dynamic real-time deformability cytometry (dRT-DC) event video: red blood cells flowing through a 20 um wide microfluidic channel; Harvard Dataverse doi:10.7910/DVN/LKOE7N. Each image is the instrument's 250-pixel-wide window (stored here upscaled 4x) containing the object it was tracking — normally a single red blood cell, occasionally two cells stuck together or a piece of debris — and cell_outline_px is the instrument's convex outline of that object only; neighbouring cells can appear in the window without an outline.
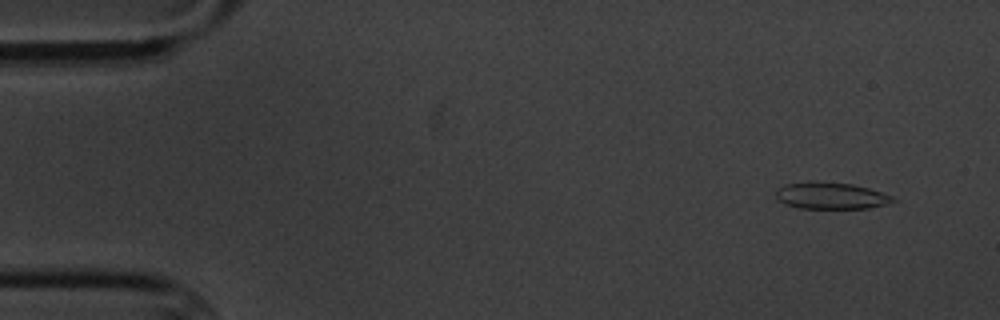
{"species": "common noctule bat (a hibernating species)", "species_latin": "Nyctalus noctula", "temperature_condition": "cold", "stored_images_in_passage": 5, "camera_frame_rate_fps": 3000, "um_per_image_px": 0.085, "animal": {"sex": "male", "body_mass_g": 20.1, "forearm_length_mm": 53.5}, "frame": {"image": 1, "passage_image": 1, "time_ms": 0.0, "image_size_px": [1000, 320], "cell_outline_px": [[896, 200], [884, 204], [868, 208], [800, 208], [784, 204], [776, 196], [776, 188], [784, 184], [812, 180], [816, 180], [852, 184], [868, 188], [892, 196]], "centroid_in_image_um": [70.56, 16.61], "position_along_channel_um": 14.4, "area_um2": 18.26}}